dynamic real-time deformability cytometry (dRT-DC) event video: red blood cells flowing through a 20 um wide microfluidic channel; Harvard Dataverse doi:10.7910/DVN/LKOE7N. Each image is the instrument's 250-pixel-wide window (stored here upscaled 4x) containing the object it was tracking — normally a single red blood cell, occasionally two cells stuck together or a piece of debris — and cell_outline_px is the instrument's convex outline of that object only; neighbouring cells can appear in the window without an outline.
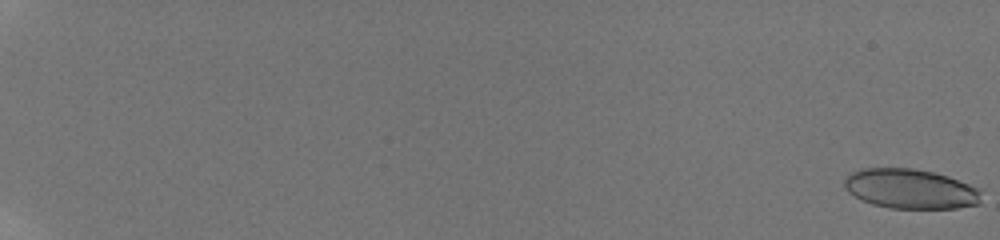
{"species": "human", "species_latin": "Homo sapiens", "temperature_condition": "room temperature", "stored_images_in_passage": 18, "camera_frame_rate_fps": 3000, "um_per_image_px": 0.085, "donor": {"sex": "male"}, "frame": {"image": 1, "passage_image": 1, "time_ms": 0.0, "image_size_px": [1000, 240], "cell_outline_px": [[980, 204], [956, 208], [888, 208], [872, 204], [860, 200], [848, 192], [844, 188], [844, 180], [852, 172], [860, 168], [912, 168], [932, 172], [948, 176], [968, 184], [976, 188], [980, 192]], "centroid_in_image_um": [77.34, 16.05], "position_along_channel_um": 7.7, "area_um2": 31.67}}
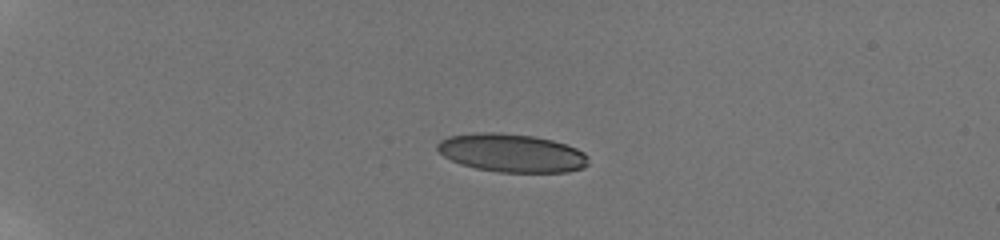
{"frame": {"image": 2, "passage_image": 11, "time_ms": 5.667, "image_size_px": [1000, 240], "cell_outline_px": [[588, 164], [584, 168], [568, 172], [496, 172], [476, 168], [460, 164], [444, 156], [436, 148], [436, 144], [440, 140], [448, 136], [472, 132], [500, 132], [532, 136], [552, 140], [576, 148], [584, 152], [588, 156]], "centroid_in_image_um": [43.48, 13.0], "position_along_channel_um": 41.5, "area_um2": 33.93}}
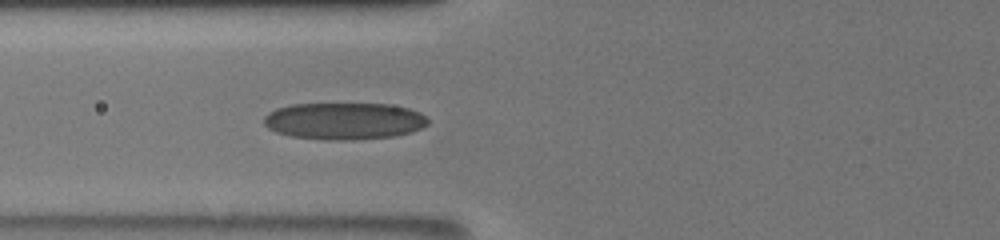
{"frame": {"image": 3, "passage_image": 18, "time_ms": 9.0, "image_size_px": [1000, 240], "cell_outline_px": [[428, 124], [412, 132], [392, 136], [352, 140], [328, 140], [292, 136], [276, 132], [268, 128], [264, 124], [264, 116], [268, 112], [276, 108], [292, 104], [388, 104], [408, 108], [420, 112], [428, 116]], "centroid_in_image_um": [29.26, 10.28], "position_along_channel_um": 96.5, "area_um2": 35.37}}